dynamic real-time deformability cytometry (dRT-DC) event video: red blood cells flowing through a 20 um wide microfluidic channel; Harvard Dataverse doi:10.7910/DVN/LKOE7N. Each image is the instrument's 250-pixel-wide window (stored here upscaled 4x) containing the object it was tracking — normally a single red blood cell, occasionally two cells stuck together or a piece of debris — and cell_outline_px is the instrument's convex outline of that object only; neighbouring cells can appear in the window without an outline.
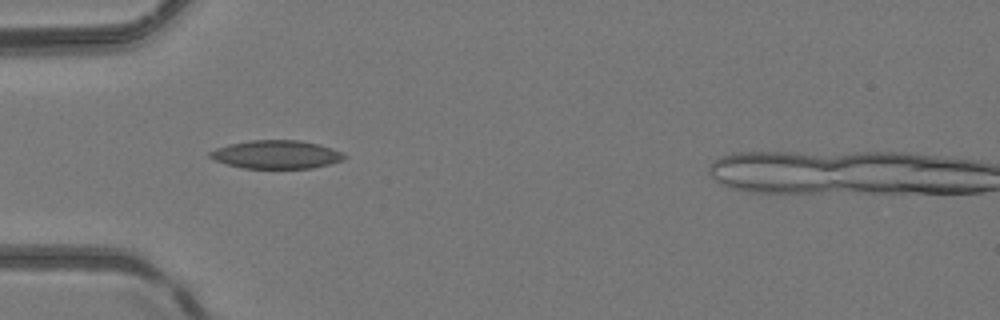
{"species": "common noctule bat (a hibernating species)", "species_latin": "Nyctalus noctula", "temperature_condition": "room temperature", "stored_images_in_passage": 32, "camera_frame_rate_fps": 3000, "um_per_image_px": 0.085, "animal": {"sex": "female", "body_mass_g": 24.6, "forearm_length_mm": 56.2}, "frame": {"image": 1, "passage_image": 3, "time_ms": 0.667, "image_size_px": [1000, 320], "cell_outline_px": [[348, 156], [340, 160], [328, 164], [312, 168], [244, 168], [228, 164], [216, 160], [208, 156], [208, 152], [216, 148], [228, 144], [252, 140], [300, 140], [320, 144], [344, 152]], "centroid_in_image_um": [23.5, 13.12], "position_along_channel_um": 61.5, "area_um2": 22.14}}
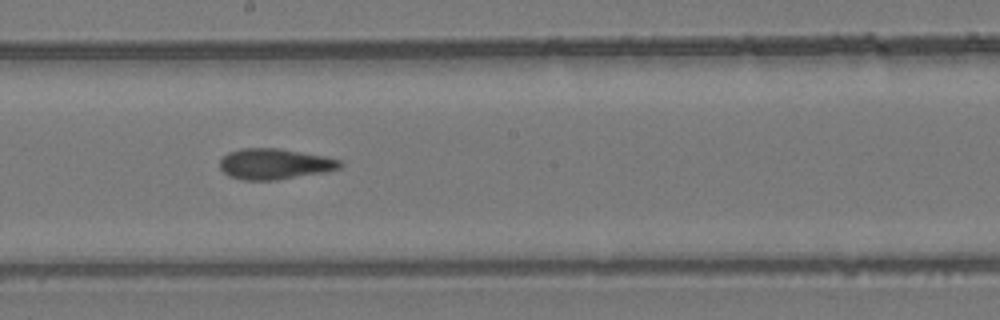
{"frame": {"image": 2, "passage_image": 15, "time_ms": 4.667, "image_size_px": [1000, 320], "cell_outline_px": [[344, 164], [340, 168], [320, 172], [272, 180], [244, 180], [228, 176], [220, 168], [220, 160], [228, 152], [240, 148], [280, 148], [324, 156], [340, 160]], "centroid_in_image_um": [23.3, 13.92], "position_along_channel_um": 224.9, "area_um2": 21.27}}
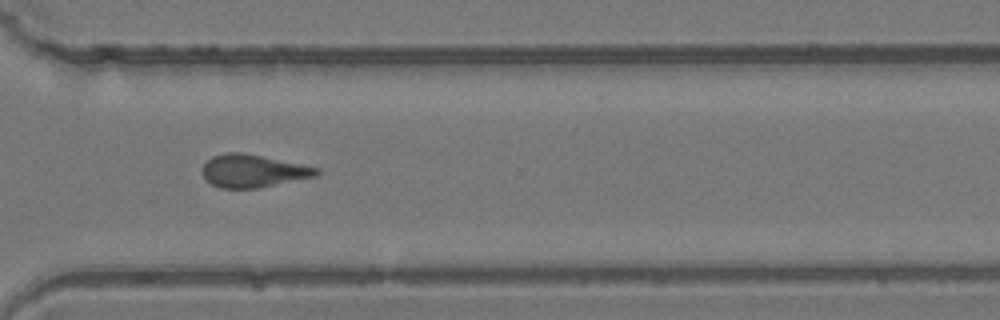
{"frame": {"image": 3, "passage_image": 24, "time_ms": 7.667, "image_size_px": [1000, 320], "cell_outline_px": [[320, 172], [316, 176], [256, 188], [220, 188], [212, 184], [204, 176], [204, 164], [212, 156], [228, 152], [244, 152], [320, 168]], "centroid_in_image_um": [21.53, 14.52], "position_along_channel_um": 349.1, "area_um2": 21.5}, "authors_computed_cell_mechanics": {"area_um2": 21.4149, "velocity_mm_per_s": 4.1388, "shape_relaxation_time_tau1_ms": null, "shape_relaxation_time_tau2_ms": 5.9448, "deformation_change_tau1": null, "deformation_change_tau2": 0.1357}}